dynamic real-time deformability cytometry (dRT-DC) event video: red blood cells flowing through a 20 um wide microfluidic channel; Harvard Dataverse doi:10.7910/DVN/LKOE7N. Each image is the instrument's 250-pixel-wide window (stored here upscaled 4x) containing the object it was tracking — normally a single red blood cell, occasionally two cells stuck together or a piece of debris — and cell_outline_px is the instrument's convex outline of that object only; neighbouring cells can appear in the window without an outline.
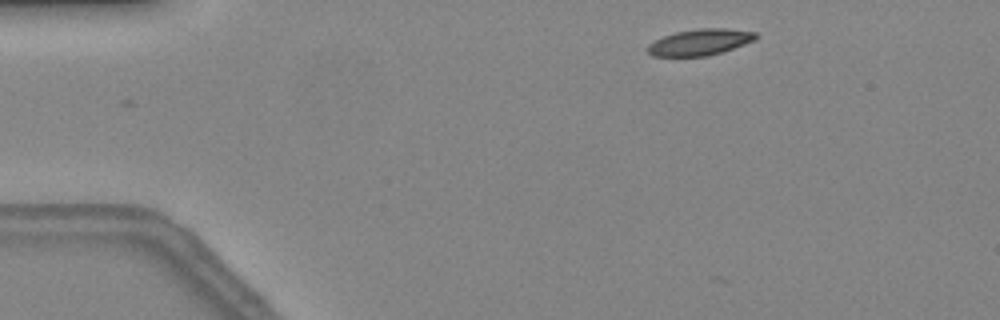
{"species": "common noctule bat (a hibernating species)", "species_latin": "Nyctalus noctula", "temperature_condition": "warm", "stored_images_in_passage": 8, "camera_frame_rate_fps": 3000, "um_per_image_px": 0.085, "animal": {"sex": "female", "body_mass_g": 24.6, "forearm_length_mm": 56.2}, "frame": {"image": 1, "passage_image": 1, "time_ms": 0.0, "image_size_px": [1000, 320], "cell_outline_px": [[756, 40], [708, 56], [652, 56], [648, 52], [648, 44], [664, 36], [676, 32], [700, 28], [724, 28], [756, 32]], "centroid_in_image_um": [59.49, 3.58], "position_along_channel_um": 25.5, "area_um2": 16.3}}